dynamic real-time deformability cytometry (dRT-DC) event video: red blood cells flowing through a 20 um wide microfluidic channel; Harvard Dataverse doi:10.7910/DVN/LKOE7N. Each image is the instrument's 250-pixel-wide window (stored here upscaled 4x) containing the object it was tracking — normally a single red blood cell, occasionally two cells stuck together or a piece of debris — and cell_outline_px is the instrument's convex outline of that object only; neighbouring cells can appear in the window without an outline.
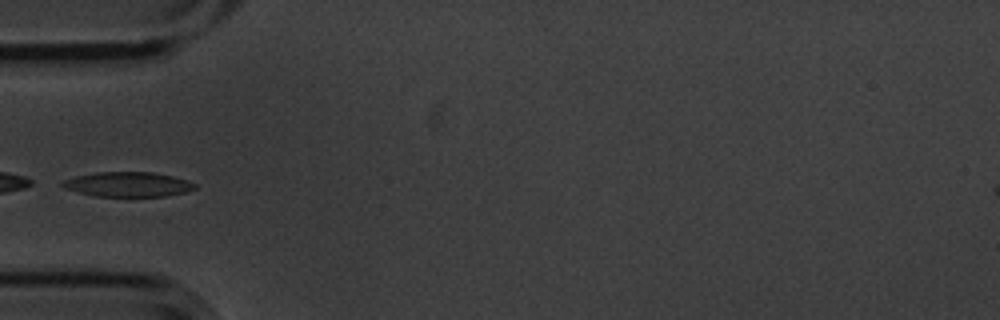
{"species": "common noctule bat (a hibernating species)", "species_latin": "Nyctalus noctula", "temperature_condition": "cold", "stored_images_in_passage": 6, "camera_frame_rate_fps": 3000, "um_per_image_px": 0.085, "animal": {"sex": "male", "body_mass_g": 20.1, "forearm_length_mm": 53.5}, "frame": {"image": 1, "passage_image": 3, "time_ms": 0.667, "image_size_px": [1000, 320], "cell_outline_px": [[196, 188], [184, 192], [164, 196], [96, 196], [76, 192], [64, 188], [60, 184], [64, 180], [76, 176], [96, 172], [152, 172], [172, 176], [188, 180], [196, 184]], "centroid_in_image_um": [10.85, 15.66], "position_along_channel_um": 74.1, "area_um2": 19.02}}
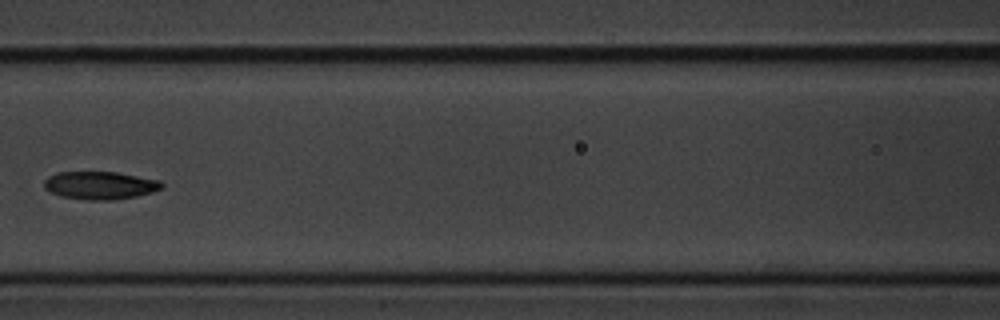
{"frame": {"image": 2, "passage_image": 5, "time_ms": 1.333, "image_size_px": [1000, 320], "cell_outline_px": [[164, 188], [152, 192], [136, 196], [112, 200], [88, 200], [60, 196], [48, 192], [44, 188], [44, 180], [48, 176], [56, 172], [116, 172], [160, 180], [164, 184]], "centroid_in_image_um": [8.49, 15.75], "position_along_channel_um": 158.1, "area_um2": 19.31}}
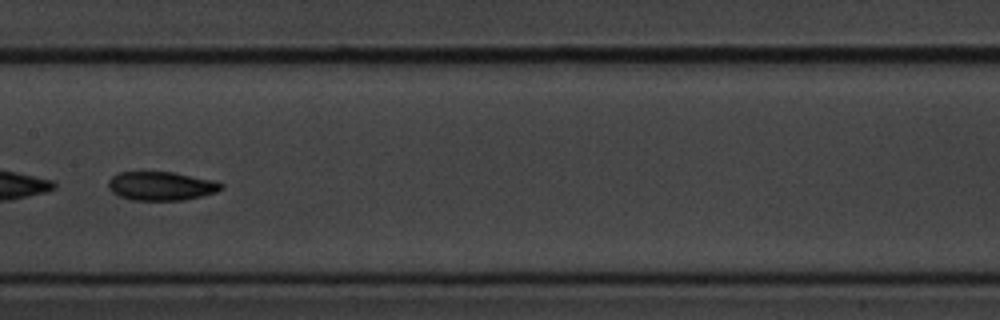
{"frame": {"image": 3, "passage_image": 6, "time_ms": 1.667, "image_size_px": [1000, 320], "cell_outline_px": [[224, 188], [216, 192], [184, 200], [132, 200], [120, 196], [112, 192], [108, 188], [108, 180], [112, 176], [120, 172], [172, 172], [216, 180], [224, 184]], "centroid_in_image_um": [13.72, 15.8], "position_along_channel_um": 193.7, "area_um2": 19.02}}